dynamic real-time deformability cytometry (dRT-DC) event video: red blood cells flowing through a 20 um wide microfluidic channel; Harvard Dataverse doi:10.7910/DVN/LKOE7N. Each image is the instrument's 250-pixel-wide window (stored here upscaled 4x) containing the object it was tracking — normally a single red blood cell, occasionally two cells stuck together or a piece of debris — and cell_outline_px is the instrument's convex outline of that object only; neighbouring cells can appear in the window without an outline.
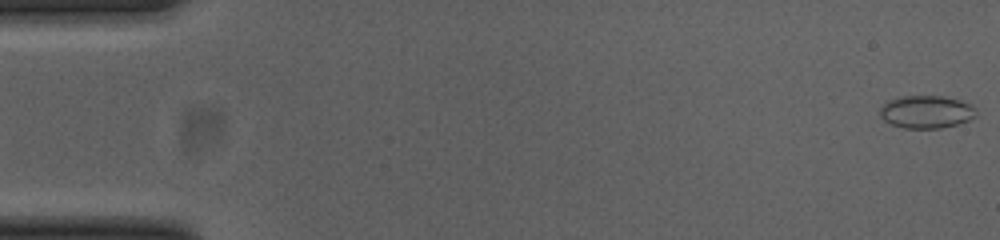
{"species": "common noctule bat (a hibernating species)", "species_latin": "Nyctalus noctula", "temperature_condition": "cold", "stored_images_in_passage": 53, "camera_frame_rate_fps": 3000, "um_per_image_px": 0.085, "animal": {"sex": "female", "body_mass_g": 23.0, "forearm_length_mm": 53.4}, "frame": {"image": 1, "passage_image": 1, "time_ms": 0.0, "image_size_px": [1000, 240], "cell_outline_px": [[976, 116], [968, 120], [956, 124], [940, 128], [904, 128], [892, 124], [884, 120], [880, 116], [880, 108], [888, 100], [904, 96], [944, 96], [960, 100], [972, 104], [976, 108]], "centroid_in_image_um": [78.76, 9.5], "position_along_channel_um": 6.2, "area_um2": 18.32}}
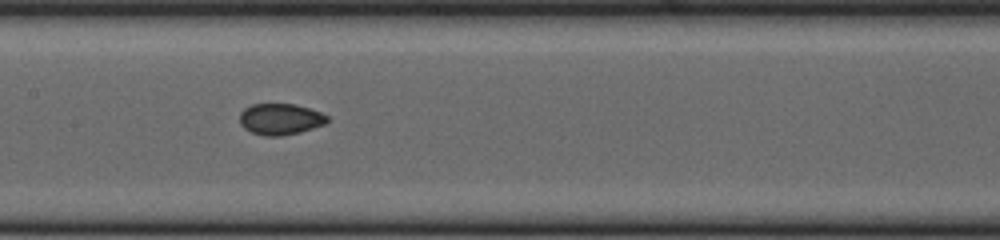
{"frame": {"image": 2, "passage_image": 26, "time_ms": 8.333, "image_size_px": [1000, 240], "cell_outline_px": [[328, 120], [324, 124], [300, 132], [280, 136], [268, 136], [252, 132], [244, 128], [240, 124], [240, 112], [244, 108], [252, 104], [296, 104], [320, 112], [328, 116]], "centroid_in_image_um": [23.81, 10.12], "position_along_channel_um": 183.6, "area_um2": 15.84}}
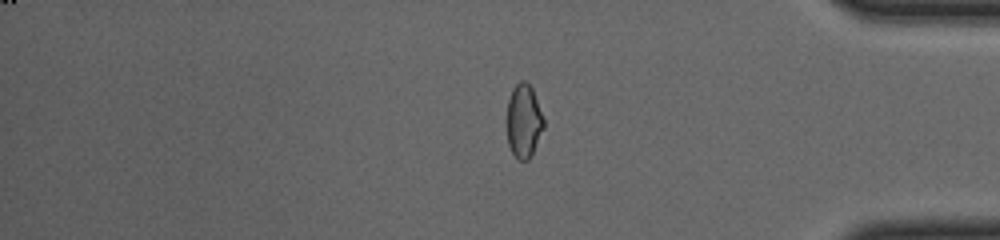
{"frame": {"image": 3, "passage_image": 44, "time_ms": 14.333, "image_size_px": [1000, 240], "cell_outline_px": [[544, 128], [528, 160], [520, 160], [512, 152], [508, 144], [508, 100], [512, 88], [520, 80], [524, 80], [532, 88], [544, 120]], "centroid_in_image_um": [44.52, 10.26], "position_along_channel_um": 390.7, "area_um2": 15.43}, "authors_computed_cell_mechanics": {"area_um2": 16.2418, "velocity_mm_per_s": 3.8648, "shape_relaxation_time_tau1_ms": 11.0579, "shape_relaxation_time_tau2_ms": 1.1887, "deformation_change_tau1": 0.158, "deformation_change_tau2": 0.0446}}